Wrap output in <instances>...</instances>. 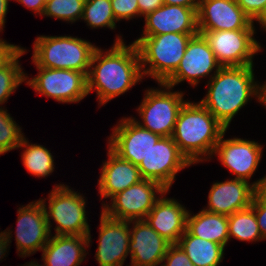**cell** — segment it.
Masks as SVG:
<instances>
[{"mask_svg":"<svg viewBox=\"0 0 266 266\" xmlns=\"http://www.w3.org/2000/svg\"><path fill=\"white\" fill-rule=\"evenodd\" d=\"M166 5H177L190 8H198L201 0H162Z\"/></svg>","mask_w":266,"mask_h":266,"instance_id":"40","label":"cell"},{"mask_svg":"<svg viewBox=\"0 0 266 266\" xmlns=\"http://www.w3.org/2000/svg\"><path fill=\"white\" fill-rule=\"evenodd\" d=\"M99 240L95 259L99 266H123L129 253L130 221L100 215Z\"/></svg>","mask_w":266,"mask_h":266,"instance_id":"17","label":"cell"},{"mask_svg":"<svg viewBox=\"0 0 266 266\" xmlns=\"http://www.w3.org/2000/svg\"><path fill=\"white\" fill-rule=\"evenodd\" d=\"M163 5L162 0H138L139 17H145Z\"/></svg>","mask_w":266,"mask_h":266,"instance_id":"37","label":"cell"},{"mask_svg":"<svg viewBox=\"0 0 266 266\" xmlns=\"http://www.w3.org/2000/svg\"><path fill=\"white\" fill-rule=\"evenodd\" d=\"M260 24V27L266 31V7L263 10L262 14L255 20Z\"/></svg>","mask_w":266,"mask_h":266,"instance_id":"43","label":"cell"},{"mask_svg":"<svg viewBox=\"0 0 266 266\" xmlns=\"http://www.w3.org/2000/svg\"><path fill=\"white\" fill-rule=\"evenodd\" d=\"M15 231L16 248L22 258L41 251L51 235L43 203L39 200L19 207Z\"/></svg>","mask_w":266,"mask_h":266,"instance_id":"14","label":"cell"},{"mask_svg":"<svg viewBox=\"0 0 266 266\" xmlns=\"http://www.w3.org/2000/svg\"><path fill=\"white\" fill-rule=\"evenodd\" d=\"M166 191L167 189L160 183L143 179L112 196L110 204L104 202L101 211L116 220H144L156 201Z\"/></svg>","mask_w":266,"mask_h":266,"instance_id":"9","label":"cell"},{"mask_svg":"<svg viewBox=\"0 0 266 266\" xmlns=\"http://www.w3.org/2000/svg\"><path fill=\"white\" fill-rule=\"evenodd\" d=\"M6 230L0 232V238L6 237Z\"/></svg>","mask_w":266,"mask_h":266,"instance_id":"46","label":"cell"},{"mask_svg":"<svg viewBox=\"0 0 266 266\" xmlns=\"http://www.w3.org/2000/svg\"><path fill=\"white\" fill-rule=\"evenodd\" d=\"M118 123L107 146L123 160L138 166L162 137L141 127L132 117H124Z\"/></svg>","mask_w":266,"mask_h":266,"instance_id":"13","label":"cell"},{"mask_svg":"<svg viewBox=\"0 0 266 266\" xmlns=\"http://www.w3.org/2000/svg\"><path fill=\"white\" fill-rule=\"evenodd\" d=\"M226 131L200 102L187 100L179 112L171 137L180 152L195 165L213 157L216 144Z\"/></svg>","mask_w":266,"mask_h":266,"instance_id":"3","label":"cell"},{"mask_svg":"<svg viewBox=\"0 0 266 266\" xmlns=\"http://www.w3.org/2000/svg\"><path fill=\"white\" fill-rule=\"evenodd\" d=\"M86 0H51L45 4L42 16L75 23L83 15Z\"/></svg>","mask_w":266,"mask_h":266,"instance_id":"30","label":"cell"},{"mask_svg":"<svg viewBox=\"0 0 266 266\" xmlns=\"http://www.w3.org/2000/svg\"><path fill=\"white\" fill-rule=\"evenodd\" d=\"M130 223L133 224L129 241L131 263L127 266H161L171 243L145 220H132Z\"/></svg>","mask_w":266,"mask_h":266,"instance_id":"18","label":"cell"},{"mask_svg":"<svg viewBox=\"0 0 266 266\" xmlns=\"http://www.w3.org/2000/svg\"><path fill=\"white\" fill-rule=\"evenodd\" d=\"M255 186L242 179H230L213 183L208 194V205L203 210L230 216L251 206Z\"/></svg>","mask_w":266,"mask_h":266,"instance_id":"20","label":"cell"},{"mask_svg":"<svg viewBox=\"0 0 266 266\" xmlns=\"http://www.w3.org/2000/svg\"><path fill=\"white\" fill-rule=\"evenodd\" d=\"M23 266H44V265H40L38 264V262L34 261H30L29 263L27 262V264L23 265Z\"/></svg>","mask_w":266,"mask_h":266,"instance_id":"45","label":"cell"},{"mask_svg":"<svg viewBox=\"0 0 266 266\" xmlns=\"http://www.w3.org/2000/svg\"><path fill=\"white\" fill-rule=\"evenodd\" d=\"M16 121L2 106L0 107V155L17 149L24 134Z\"/></svg>","mask_w":266,"mask_h":266,"instance_id":"31","label":"cell"},{"mask_svg":"<svg viewBox=\"0 0 266 266\" xmlns=\"http://www.w3.org/2000/svg\"><path fill=\"white\" fill-rule=\"evenodd\" d=\"M22 47L10 44L0 38V68L4 66Z\"/></svg>","mask_w":266,"mask_h":266,"instance_id":"36","label":"cell"},{"mask_svg":"<svg viewBox=\"0 0 266 266\" xmlns=\"http://www.w3.org/2000/svg\"><path fill=\"white\" fill-rule=\"evenodd\" d=\"M198 33H167L141 36L137 46L143 78L149 76L164 83L177 69L190 38Z\"/></svg>","mask_w":266,"mask_h":266,"instance_id":"4","label":"cell"},{"mask_svg":"<svg viewBox=\"0 0 266 266\" xmlns=\"http://www.w3.org/2000/svg\"><path fill=\"white\" fill-rule=\"evenodd\" d=\"M220 68L207 40L198 33L190 38L176 71L163 84L174 88L175 85L188 81L194 87L201 78L208 76L211 79Z\"/></svg>","mask_w":266,"mask_h":266,"instance_id":"12","label":"cell"},{"mask_svg":"<svg viewBox=\"0 0 266 266\" xmlns=\"http://www.w3.org/2000/svg\"><path fill=\"white\" fill-rule=\"evenodd\" d=\"M194 266H218L223 261L225 247L192 235L187 229L176 243Z\"/></svg>","mask_w":266,"mask_h":266,"instance_id":"25","label":"cell"},{"mask_svg":"<svg viewBox=\"0 0 266 266\" xmlns=\"http://www.w3.org/2000/svg\"><path fill=\"white\" fill-rule=\"evenodd\" d=\"M253 67H221L207 82L208 92L199 102L226 129L253 96L261 104L262 85L255 81Z\"/></svg>","mask_w":266,"mask_h":266,"instance_id":"2","label":"cell"},{"mask_svg":"<svg viewBox=\"0 0 266 266\" xmlns=\"http://www.w3.org/2000/svg\"><path fill=\"white\" fill-rule=\"evenodd\" d=\"M238 6L254 22L266 7V0H236Z\"/></svg>","mask_w":266,"mask_h":266,"instance_id":"34","label":"cell"},{"mask_svg":"<svg viewBox=\"0 0 266 266\" xmlns=\"http://www.w3.org/2000/svg\"><path fill=\"white\" fill-rule=\"evenodd\" d=\"M191 165L172 137H162L142 159L138 168L143 179L156 181L170 190L177 173Z\"/></svg>","mask_w":266,"mask_h":266,"instance_id":"11","label":"cell"},{"mask_svg":"<svg viewBox=\"0 0 266 266\" xmlns=\"http://www.w3.org/2000/svg\"><path fill=\"white\" fill-rule=\"evenodd\" d=\"M91 233L88 236L54 235L42 251L44 266H80L89 248Z\"/></svg>","mask_w":266,"mask_h":266,"instance_id":"23","label":"cell"},{"mask_svg":"<svg viewBox=\"0 0 266 266\" xmlns=\"http://www.w3.org/2000/svg\"><path fill=\"white\" fill-rule=\"evenodd\" d=\"M90 28H116V19L112 12L111 0H86L82 18Z\"/></svg>","mask_w":266,"mask_h":266,"instance_id":"29","label":"cell"},{"mask_svg":"<svg viewBox=\"0 0 266 266\" xmlns=\"http://www.w3.org/2000/svg\"><path fill=\"white\" fill-rule=\"evenodd\" d=\"M142 80L140 56L134 43L126 45L118 35L107 51L95 49L87 74V90L88 94L95 90L98 105L124 94Z\"/></svg>","mask_w":266,"mask_h":266,"instance_id":"1","label":"cell"},{"mask_svg":"<svg viewBox=\"0 0 266 266\" xmlns=\"http://www.w3.org/2000/svg\"><path fill=\"white\" fill-rule=\"evenodd\" d=\"M17 148H23L21 154L23 165L26 170L36 177H47L54 171L53 155L40 144H29V141L23 137Z\"/></svg>","mask_w":266,"mask_h":266,"instance_id":"26","label":"cell"},{"mask_svg":"<svg viewBox=\"0 0 266 266\" xmlns=\"http://www.w3.org/2000/svg\"><path fill=\"white\" fill-rule=\"evenodd\" d=\"M228 232L229 239L235 238L246 242L264 240L259 231L255 212L251 206L228 216Z\"/></svg>","mask_w":266,"mask_h":266,"instance_id":"27","label":"cell"},{"mask_svg":"<svg viewBox=\"0 0 266 266\" xmlns=\"http://www.w3.org/2000/svg\"><path fill=\"white\" fill-rule=\"evenodd\" d=\"M261 104H263L266 108V82L262 85Z\"/></svg>","mask_w":266,"mask_h":266,"instance_id":"44","label":"cell"},{"mask_svg":"<svg viewBox=\"0 0 266 266\" xmlns=\"http://www.w3.org/2000/svg\"><path fill=\"white\" fill-rule=\"evenodd\" d=\"M111 7L117 22L139 17L138 0H111Z\"/></svg>","mask_w":266,"mask_h":266,"instance_id":"32","label":"cell"},{"mask_svg":"<svg viewBox=\"0 0 266 266\" xmlns=\"http://www.w3.org/2000/svg\"><path fill=\"white\" fill-rule=\"evenodd\" d=\"M107 149L108 159L103 162L97 181L101 199H110L118 192L143 180L137 165L123 160L109 147Z\"/></svg>","mask_w":266,"mask_h":266,"instance_id":"22","label":"cell"},{"mask_svg":"<svg viewBox=\"0 0 266 266\" xmlns=\"http://www.w3.org/2000/svg\"><path fill=\"white\" fill-rule=\"evenodd\" d=\"M36 68L38 70L37 75L29 79L25 74V82L38 94L52 98L59 103H77L89 95L87 75L84 72L69 69Z\"/></svg>","mask_w":266,"mask_h":266,"instance_id":"10","label":"cell"},{"mask_svg":"<svg viewBox=\"0 0 266 266\" xmlns=\"http://www.w3.org/2000/svg\"><path fill=\"white\" fill-rule=\"evenodd\" d=\"M17 1L19 4L21 3L26 8H29L32 12L35 13V15L39 14L42 16L44 9H45V3L43 0H14Z\"/></svg>","mask_w":266,"mask_h":266,"instance_id":"38","label":"cell"},{"mask_svg":"<svg viewBox=\"0 0 266 266\" xmlns=\"http://www.w3.org/2000/svg\"><path fill=\"white\" fill-rule=\"evenodd\" d=\"M225 132L216 144L213 155L229 169L234 178L249 182L262 158L263 145L256 141L233 137L224 139Z\"/></svg>","mask_w":266,"mask_h":266,"instance_id":"15","label":"cell"},{"mask_svg":"<svg viewBox=\"0 0 266 266\" xmlns=\"http://www.w3.org/2000/svg\"><path fill=\"white\" fill-rule=\"evenodd\" d=\"M27 52L21 48L4 66L0 68V107L13 92L25 81V72L19 64V58Z\"/></svg>","mask_w":266,"mask_h":266,"instance_id":"28","label":"cell"},{"mask_svg":"<svg viewBox=\"0 0 266 266\" xmlns=\"http://www.w3.org/2000/svg\"><path fill=\"white\" fill-rule=\"evenodd\" d=\"M9 1L10 0H0V32L3 31V28L5 27V17L7 15Z\"/></svg>","mask_w":266,"mask_h":266,"instance_id":"42","label":"cell"},{"mask_svg":"<svg viewBox=\"0 0 266 266\" xmlns=\"http://www.w3.org/2000/svg\"><path fill=\"white\" fill-rule=\"evenodd\" d=\"M48 197L49 205H46V199L40 201L46 212L50 233L52 230L51 219L56 223L55 235L88 236L90 226L88 217H86V199L83 195L70 189L68 185L59 183L53 187Z\"/></svg>","mask_w":266,"mask_h":266,"instance_id":"6","label":"cell"},{"mask_svg":"<svg viewBox=\"0 0 266 266\" xmlns=\"http://www.w3.org/2000/svg\"><path fill=\"white\" fill-rule=\"evenodd\" d=\"M251 207L255 212V216L258 222L259 231L262 238L266 239V201L258 199L254 196Z\"/></svg>","mask_w":266,"mask_h":266,"instance_id":"35","label":"cell"},{"mask_svg":"<svg viewBox=\"0 0 266 266\" xmlns=\"http://www.w3.org/2000/svg\"><path fill=\"white\" fill-rule=\"evenodd\" d=\"M167 190L156 201L145 221L171 244H176L186 231L189 210L176 199L167 198Z\"/></svg>","mask_w":266,"mask_h":266,"instance_id":"21","label":"cell"},{"mask_svg":"<svg viewBox=\"0 0 266 266\" xmlns=\"http://www.w3.org/2000/svg\"><path fill=\"white\" fill-rule=\"evenodd\" d=\"M197 25L198 31L255 30L254 22L236 0H201Z\"/></svg>","mask_w":266,"mask_h":266,"instance_id":"16","label":"cell"},{"mask_svg":"<svg viewBox=\"0 0 266 266\" xmlns=\"http://www.w3.org/2000/svg\"><path fill=\"white\" fill-rule=\"evenodd\" d=\"M207 40L221 67H240L253 64V57L261 51L254 38L255 30L198 31Z\"/></svg>","mask_w":266,"mask_h":266,"instance_id":"8","label":"cell"},{"mask_svg":"<svg viewBox=\"0 0 266 266\" xmlns=\"http://www.w3.org/2000/svg\"><path fill=\"white\" fill-rule=\"evenodd\" d=\"M186 229L194 236L226 246L229 239L228 216L205 210L188 212Z\"/></svg>","mask_w":266,"mask_h":266,"instance_id":"24","label":"cell"},{"mask_svg":"<svg viewBox=\"0 0 266 266\" xmlns=\"http://www.w3.org/2000/svg\"><path fill=\"white\" fill-rule=\"evenodd\" d=\"M6 232V237H3V238H0V259L2 260V258L6 257V253L7 252V249L8 247L10 248V243L12 242L11 241V236H12V231L8 228H7V231ZM0 260V261H1Z\"/></svg>","mask_w":266,"mask_h":266,"instance_id":"41","label":"cell"},{"mask_svg":"<svg viewBox=\"0 0 266 266\" xmlns=\"http://www.w3.org/2000/svg\"><path fill=\"white\" fill-rule=\"evenodd\" d=\"M161 266H194V265L190 261L186 253L177 244H171L167 249L166 255L163 258Z\"/></svg>","mask_w":266,"mask_h":266,"instance_id":"33","label":"cell"},{"mask_svg":"<svg viewBox=\"0 0 266 266\" xmlns=\"http://www.w3.org/2000/svg\"><path fill=\"white\" fill-rule=\"evenodd\" d=\"M197 9L163 4L144 17L145 25L141 36L167 33H199Z\"/></svg>","mask_w":266,"mask_h":266,"instance_id":"19","label":"cell"},{"mask_svg":"<svg viewBox=\"0 0 266 266\" xmlns=\"http://www.w3.org/2000/svg\"><path fill=\"white\" fill-rule=\"evenodd\" d=\"M255 186V196L263 201H266V176L254 181L252 183Z\"/></svg>","mask_w":266,"mask_h":266,"instance_id":"39","label":"cell"},{"mask_svg":"<svg viewBox=\"0 0 266 266\" xmlns=\"http://www.w3.org/2000/svg\"><path fill=\"white\" fill-rule=\"evenodd\" d=\"M44 1V3L46 4L47 2H49V1H51V0H43Z\"/></svg>","mask_w":266,"mask_h":266,"instance_id":"47","label":"cell"},{"mask_svg":"<svg viewBox=\"0 0 266 266\" xmlns=\"http://www.w3.org/2000/svg\"><path fill=\"white\" fill-rule=\"evenodd\" d=\"M158 85L160 90L150 88L145 91V96L136 109L142 122L135 117L133 119L141 127L161 137H171L179 112L187 101L184 100L182 91L173 92L172 87L163 83Z\"/></svg>","mask_w":266,"mask_h":266,"instance_id":"7","label":"cell"},{"mask_svg":"<svg viewBox=\"0 0 266 266\" xmlns=\"http://www.w3.org/2000/svg\"><path fill=\"white\" fill-rule=\"evenodd\" d=\"M97 46L73 36H38L33 45L32 63L36 67L69 69L88 74Z\"/></svg>","mask_w":266,"mask_h":266,"instance_id":"5","label":"cell"}]
</instances>
